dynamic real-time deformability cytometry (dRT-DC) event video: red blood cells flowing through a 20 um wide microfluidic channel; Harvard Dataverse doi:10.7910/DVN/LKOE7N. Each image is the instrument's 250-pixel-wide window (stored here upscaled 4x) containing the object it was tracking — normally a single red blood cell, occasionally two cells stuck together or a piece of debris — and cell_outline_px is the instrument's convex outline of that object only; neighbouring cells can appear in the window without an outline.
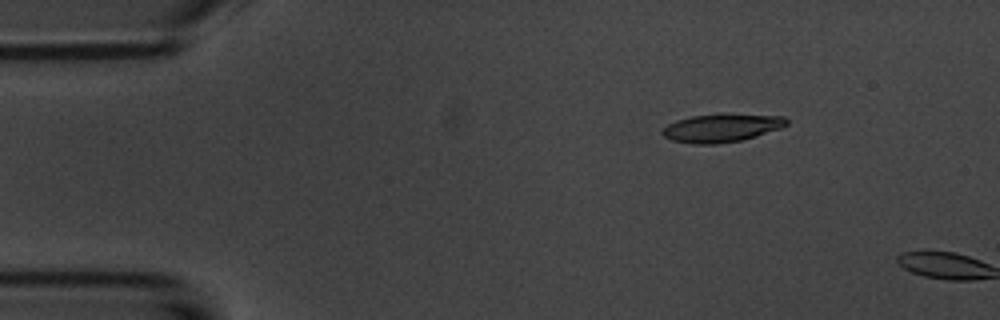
{"species": "common noctule bat (a hibernating species)", "species_latin": "Nyctalus noctula", "temperature_condition": "room temperature", "stored_images_in_passage": 3, "camera_frame_rate_fps": 3000, "um_per_image_px": 0.085, "animal": {"sex": "male", "body_mass_g": 20.1, "forearm_length_mm": 53.5}, "frame": {"image": 1, "passage_image": 2, "time_ms": 2.0, "image_size_px": [1000, 320], "cell_outline_px": [[788, 124], [780, 128], [756, 136], [740, 140], [716, 144], [696, 144], [672, 140], [664, 136], [660, 132], [668, 124], [676, 120], [692, 116], [784, 116], [788, 120]], "centroid_in_image_um": [61.29, 10.91], "position_along_channel_um": 23.7, "area_um2": 19.42}}